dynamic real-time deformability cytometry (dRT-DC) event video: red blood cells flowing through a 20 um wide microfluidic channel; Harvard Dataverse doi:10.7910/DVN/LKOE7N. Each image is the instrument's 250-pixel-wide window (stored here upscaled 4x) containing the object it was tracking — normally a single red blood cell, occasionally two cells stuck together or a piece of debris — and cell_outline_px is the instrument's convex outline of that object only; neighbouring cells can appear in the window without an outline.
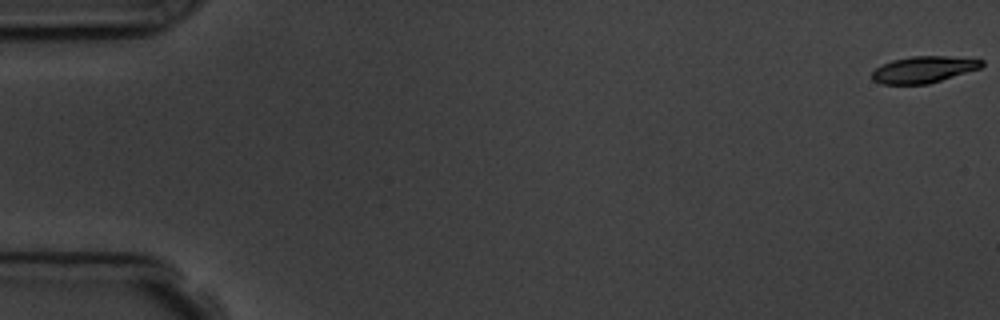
{"species": "common noctule bat (a hibernating species)", "species_latin": "Nyctalus noctula", "temperature_condition": "room temperature", "stored_images_in_passage": 5, "camera_frame_rate_fps": 3000, "um_per_image_px": 0.085, "animal": {"sex": "male", "body_mass_g": 19.5, "forearm_length_mm": 54.6}, "frame": {"image": 1, "passage_image": 1, "time_ms": 0.0, "image_size_px": [1000, 320], "cell_outline_px": [[984, 64], [980, 68], [928, 84], [880, 84], [872, 80], [872, 72], [876, 68], [892, 60], [912, 56], [944, 56], [984, 60]], "centroid_in_image_um": [78.48, 5.91], "position_along_channel_um": 6.5, "area_um2": 16.82}}
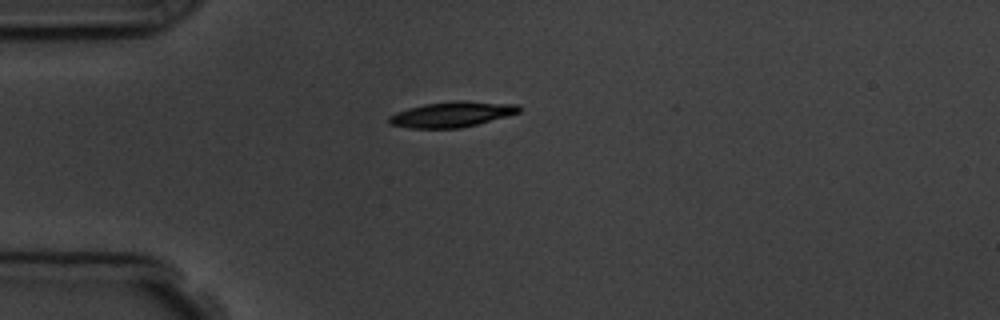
{"frame": {"image": 2, "passage_image": 5, "time_ms": 4.667, "image_size_px": [1000, 320], "cell_outline_px": [[520, 112], [508, 116], [460, 128], [408, 128], [388, 124], [388, 116], [396, 112], [408, 108], [424, 104], [456, 100], [464, 100], [520, 104]], "centroid_in_image_um": [38.41, 9.71], "position_along_channel_um": 46.6, "area_um2": 19.48}}